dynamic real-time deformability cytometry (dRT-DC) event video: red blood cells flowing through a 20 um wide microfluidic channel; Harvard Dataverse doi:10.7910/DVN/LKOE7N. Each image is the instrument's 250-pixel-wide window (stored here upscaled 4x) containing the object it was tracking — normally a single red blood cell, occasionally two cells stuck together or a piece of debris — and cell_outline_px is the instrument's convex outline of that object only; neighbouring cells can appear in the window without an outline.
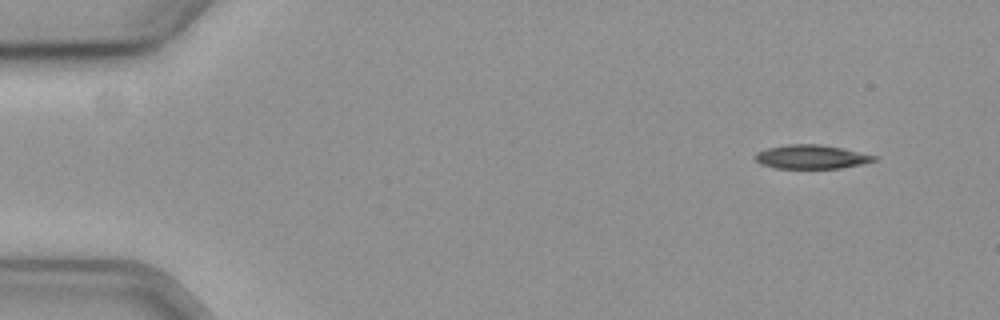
{"species": "common noctule bat (a hibernating species)", "species_latin": "Nyctalus noctula", "temperature_condition": "cold", "stored_images_in_passage": 19, "camera_frame_rate_fps": 3000, "um_per_image_px": 0.085, "animal": {"sex": "female", "body_mass_g": 19.3, "forearm_length_mm": 54.1}, "frame": {"image": 1, "passage_image": 1, "time_ms": 0.0, "image_size_px": [1000, 320], "cell_outline_px": [[880, 156], [876, 160], [860, 164], [840, 168], [776, 168], [760, 164], [752, 156], [756, 152], [768, 148], [788, 144], [820, 144]], "centroid_in_image_um": [68.94, 13.33], "position_along_channel_um": 16.1, "area_um2": 16.53}}
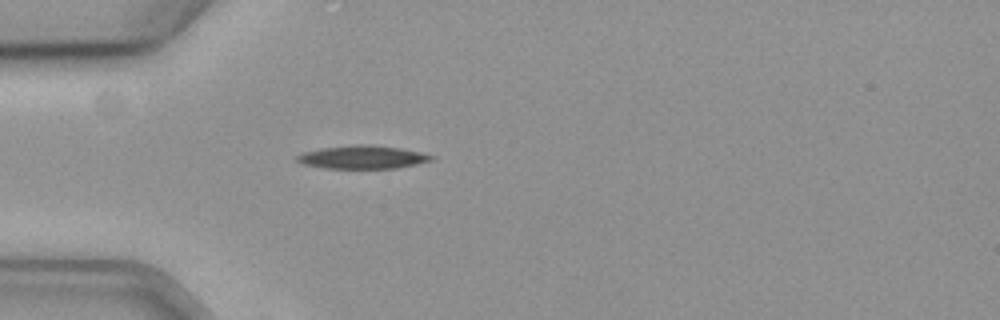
{"frame": {"image": 2, "passage_image": 13, "time_ms": 4.0, "image_size_px": [1000, 320], "cell_outline_px": [[436, 156], [432, 160], [416, 164], [396, 168], [324, 168], [304, 164], [296, 160], [296, 156], [304, 152], [320, 148], [356, 144], [368, 144], [400, 148], [420, 152]], "centroid_in_image_um": [30.82, 13.35], "position_along_channel_um": 54.2, "area_um2": 18.09}}